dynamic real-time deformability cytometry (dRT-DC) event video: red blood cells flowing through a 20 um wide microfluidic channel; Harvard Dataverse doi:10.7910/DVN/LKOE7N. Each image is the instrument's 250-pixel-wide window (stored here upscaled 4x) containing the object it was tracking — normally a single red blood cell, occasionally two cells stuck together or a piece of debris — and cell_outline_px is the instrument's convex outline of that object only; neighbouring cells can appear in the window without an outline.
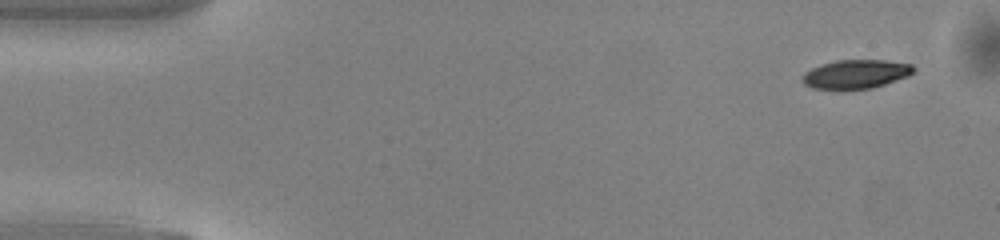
{"species": "common noctule bat (a hibernating species)", "species_latin": "Nyctalus noctula", "temperature_condition": "warm", "stored_images_in_passage": 48, "camera_frame_rate_fps": 3000, "um_per_image_px": 0.085, "animal": {"sex": "male", "body_mass_g": 13.0, "forearm_length_mm": 53.1}, "frame": {"image": 1, "passage_image": 1, "time_ms": 0.0, "image_size_px": [1000, 240], "cell_outline_px": [[916, 68], [908, 76], [872, 88], [844, 92], [812, 88], [804, 84], [800, 80], [800, 76], [804, 72], [820, 64], [836, 60], [884, 60], [912, 64]], "centroid_in_image_um": [72.66, 6.34], "position_along_channel_um": 12.3, "area_um2": 19.42}}
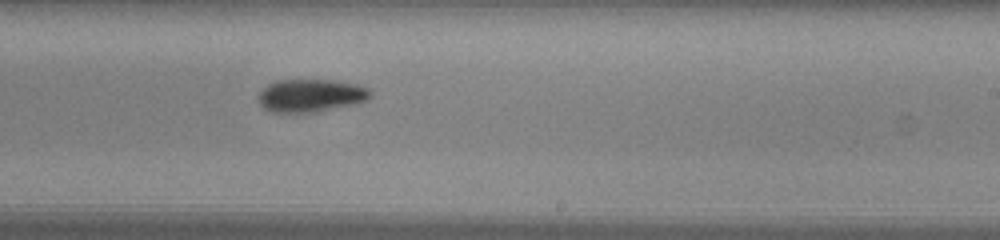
{"frame": {"image": 2, "passage_image": 28, "time_ms": 9.0, "image_size_px": [1000, 240], "cell_outline_px": [[372, 96], [360, 104], [316, 112], [268, 112], [260, 104], [256, 96], [268, 84], [276, 80], [336, 80], [356, 84], [368, 88], [372, 92]], "centroid_in_image_um": [26.44, 8.13], "position_along_channel_um": 262.6, "area_um2": 21.85}}
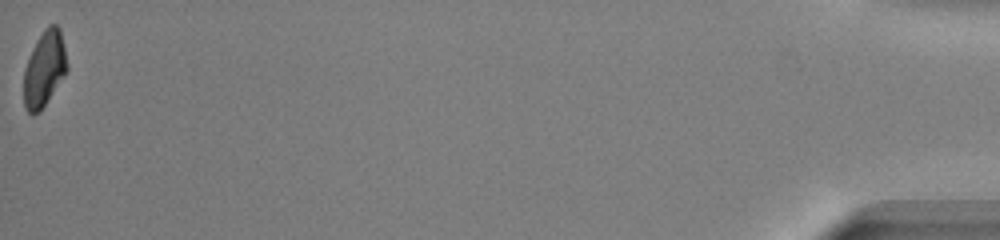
{"frame": {"image": 3, "passage_image": 48, "time_ms": 15.667, "image_size_px": [1000, 240], "cell_outline_px": [[68, 68], [64, 76], [40, 112], [28, 112], [24, 108], [24, 68], [32, 48], [44, 28], [48, 24], [56, 24], [60, 28], [68, 64]], "centroid_in_image_um": [3.77, 5.82], "position_along_channel_um": 431.4, "area_um2": 19.07}, "authors_computed_cell_mechanics": {"area_um2": 20.7213, "velocity_mm_per_s": 4.1148, "shape_relaxation_time_tau1_ms": 2.5117, "shape_relaxation_time_tau2_ms": null, "deformation_change_tau1": 0.1204, "deformation_change_tau2": null}}